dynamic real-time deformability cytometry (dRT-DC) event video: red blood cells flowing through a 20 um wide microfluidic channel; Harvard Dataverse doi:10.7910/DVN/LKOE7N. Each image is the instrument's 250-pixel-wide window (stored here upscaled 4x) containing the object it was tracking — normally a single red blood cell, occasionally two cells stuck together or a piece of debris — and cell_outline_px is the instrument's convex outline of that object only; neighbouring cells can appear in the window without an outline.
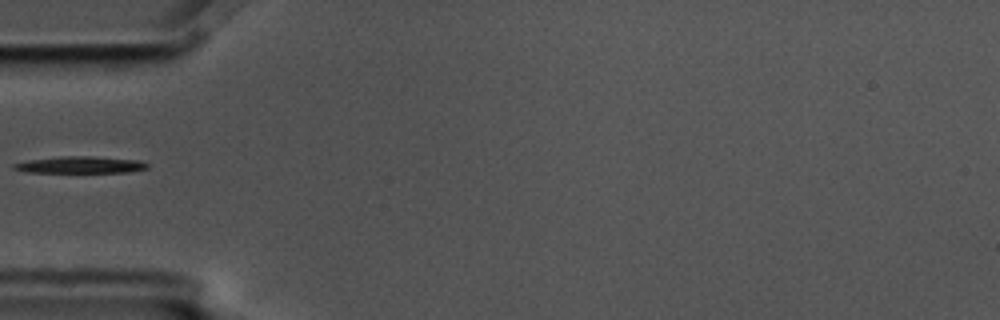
{"species": "common noctule bat (a hibernating species)", "species_latin": "Nyctalus noctula", "temperature_condition": "cold", "stored_images_in_passage": 1, "camera_frame_rate_fps": 3000, "um_per_image_px": 0.085, "animal": {"sex": "male", "body_mass_g": 17.5, "forearm_length_mm": 52.3}, "frame": {"image": 1, "passage_image": 1, "time_ms": 0.0, "image_size_px": [1000, 320], "cell_outline_px": [[148, 168], [128, 172], [28, 172], [12, 168], [12, 164], [28, 160], [60, 156], [92, 156], [140, 160], [148, 164]], "centroid_in_image_um": [6.83, 14.0], "position_along_channel_um": 78.2, "area_um2": 13.01}}